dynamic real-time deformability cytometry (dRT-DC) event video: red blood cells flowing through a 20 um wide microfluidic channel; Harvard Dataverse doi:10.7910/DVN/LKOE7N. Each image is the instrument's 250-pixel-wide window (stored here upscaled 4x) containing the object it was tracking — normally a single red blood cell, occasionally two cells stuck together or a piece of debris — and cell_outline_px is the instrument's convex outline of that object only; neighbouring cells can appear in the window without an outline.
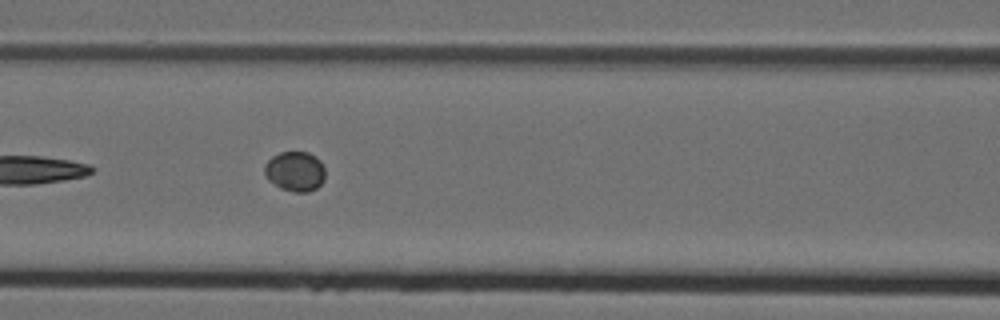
{"species": "Egyptian fruit bat (a non-hibernating species)", "species_latin": "Rousettus aegyptiacus", "temperature_condition": "cold", "stored_images_in_passage": 5, "camera_frame_rate_fps": 3000, "um_per_image_px": 0.085, "animal": {"sex": "female"}, "frame": {"image": 1, "passage_image": 5, "time_ms": 1.333, "image_size_px": [1000, 320], "cell_outline_px": [[324, 180], [316, 188], [308, 192], [292, 192], [280, 188], [268, 180], [264, 172], [264, 164], [272, 156], [280, 152], [308, 152], [316, 156], [320, 160], [324, 168]], "centroid_in_image_um": [25.07, 14.56], "position_along_channel_um": 141.5, "area_um2": 14.22}}